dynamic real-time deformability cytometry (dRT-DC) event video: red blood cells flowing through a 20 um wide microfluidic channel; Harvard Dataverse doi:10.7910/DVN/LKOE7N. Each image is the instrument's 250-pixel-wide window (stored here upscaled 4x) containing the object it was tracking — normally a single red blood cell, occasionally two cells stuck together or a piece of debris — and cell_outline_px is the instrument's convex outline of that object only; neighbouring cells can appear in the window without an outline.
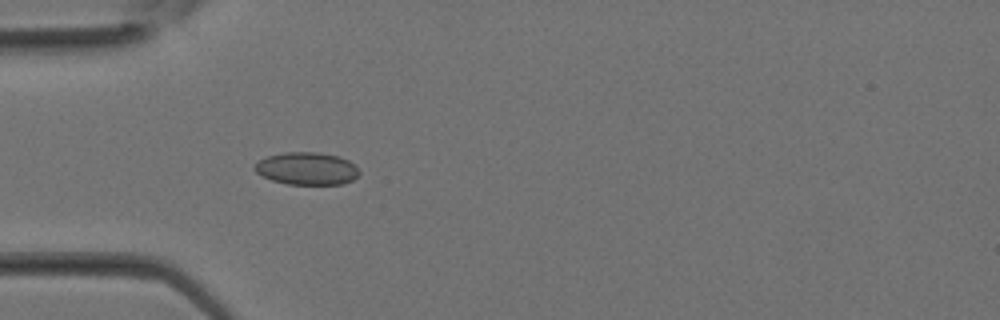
{"species": "Egyptian fruit bat (a non-hibernating species)", "species_latin": "Rousettus aegyptiacus", "temperature_condition": "room temperature", "stored_images_in_passage": 25, "camera_frame_rate_fps": 3000, "um_per_image_px": 0.085, "animal": {"sex": "female"}, "frame": {"image": 1, "passage_image": 4, "time_ms": 1.0, "image_size_px": [1000, 320], "cell_outline_px": [[360, 172], [352, 180], [344, 184], [288, 184], [272, 180], [256, 172], [252, 168], [260, 160], [268, 156], [284, 152], [316, 152], [340, 156], [348, 160]], "centroid_in_image_um": [26.07, 14.32], "position_along_channel_um": 58.9, "area_um2": 19.65}}
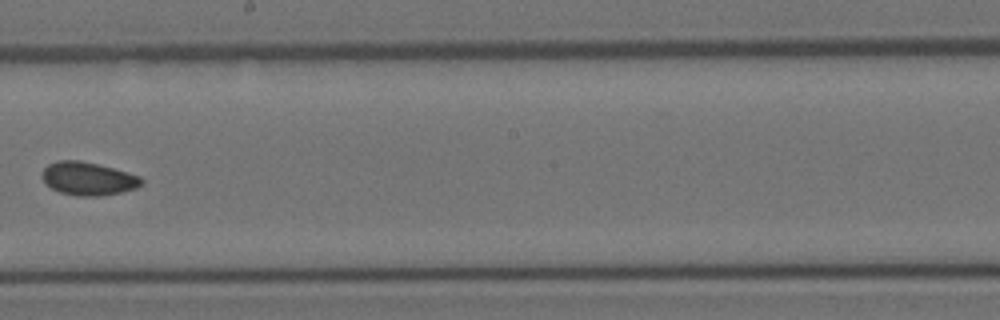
{"frame": {"image": 2, "passage_image": 13, "time_ms": 4.0, "image_size_px": [1000, 320], "cell_outline_px": [[144, 184], [136, 188], [120, 192], [100, 196], [76, 196], [60, 192], [52, 188], [40, 176], [44, 168], [48, 164], [56, 160], [80, 160], [112, 168], [140, 176], [144, 180]], "centroid_in_image_um": [7.49, 15.18], "position_along_channel_um": 240.7, "area_um2": 19.19}}
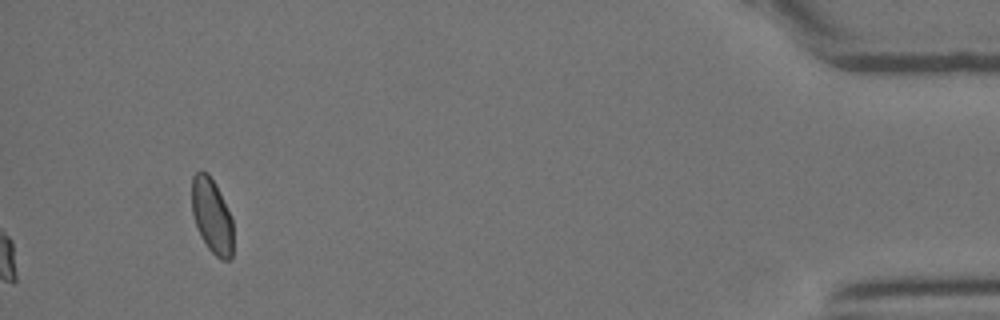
{"frame": {"image": 3, "passage_image": 25, "time_ms": 8.0, "image_size_px": [1000, 320], "cell_outline_px": [[232, 260], [220, 260], [208, 248], [200, 236], [192, 212], [192, 176], [200, 168], [208, 172], [216, 184], [232, 220]], "centroid_in_image_um": [17.99, 18.33], "position_along_channel_um": 417.2, "area_um2": 18.09}}